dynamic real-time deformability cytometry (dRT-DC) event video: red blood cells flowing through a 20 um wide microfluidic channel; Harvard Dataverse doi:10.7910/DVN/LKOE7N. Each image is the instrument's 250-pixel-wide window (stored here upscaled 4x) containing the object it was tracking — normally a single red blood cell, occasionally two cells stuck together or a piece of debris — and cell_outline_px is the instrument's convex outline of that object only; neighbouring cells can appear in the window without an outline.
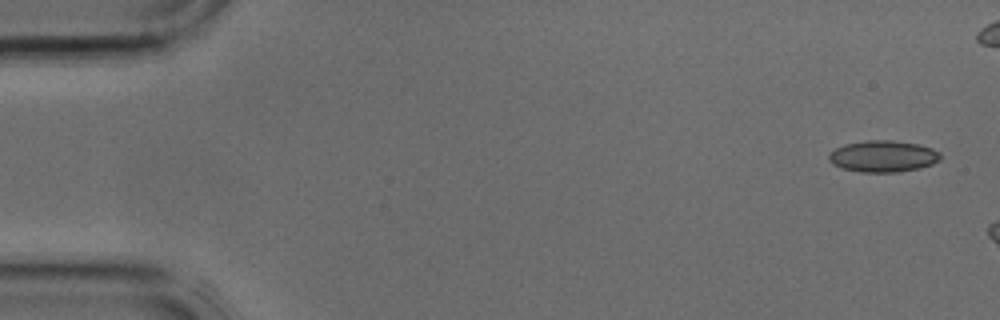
{"species": "common noctule bat (a hibernating species)", "species_latin": "Nyctalus noctula", "temperature_condition": "cold", "stored_images_in_passage": 3, "camera_frame_rate_fps": 3000, "um_per_image_px": 0.085, "animal": {"sex": "male", "body_mass_g": 17.9, "forearm_length_mm": 54.2}, "frame": {"image": 1, "passage_image": 1, "time_ms": 0.0, "image_size_px": [1000, 320], "cell_outline_px": [[940, 160], [932, 164], [920, 168], [896, 172], [860, 172], [844, 168], [832, 164], [828, 160], [828, 152], [844, 144], [868, 140], [892, 140], [920, 144], [932, 148], [940, 152]], "centroid_in_image_um": [75.05, 13.27], "position_along_channel_um": 9.9, "area_um2": 20.63}}